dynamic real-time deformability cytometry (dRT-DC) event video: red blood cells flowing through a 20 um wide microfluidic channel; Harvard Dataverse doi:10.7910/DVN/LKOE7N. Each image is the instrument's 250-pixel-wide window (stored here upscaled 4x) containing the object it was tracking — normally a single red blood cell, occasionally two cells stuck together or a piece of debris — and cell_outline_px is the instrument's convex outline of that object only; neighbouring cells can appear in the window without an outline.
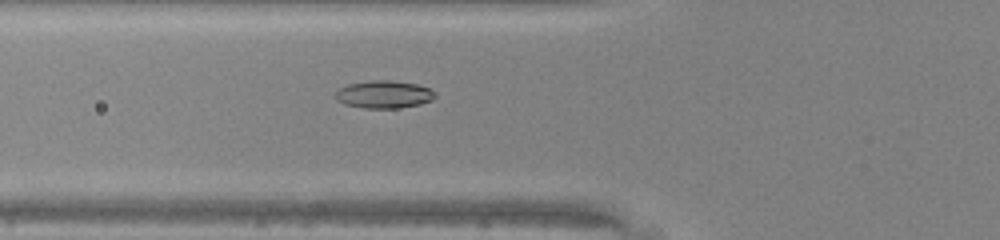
{"species": "common noctule bat (a hibernating species)", "species_latin": "Nyctalus noctula", "temperature_condition": "warm", "stored_images_in_passage": 33, "camera_frame_rate_fps": 3000, "um_per_image_px": 0.085, "animal": {"sex": "male", "body_mass_g": 20.0, "forearm_length_mm": 53.3}, "frame": {"image": 1, "passage_image": 3, "time_ms": 0.667, "image_size_px": [1000, 240], "cell_outline_px": [[436, 96], [432, 100], [420, 104], [396, 108], [364, 108], [344, 104], [336, 100], [336, 88], [348, 84], [372, 80], [388, 80], [416, 84], [428, 88], [436, 92]], "centroid_in_image_um": [32.61, 8.02], "position_along_channel_um": 93.2, "area_um2": 16.07}}
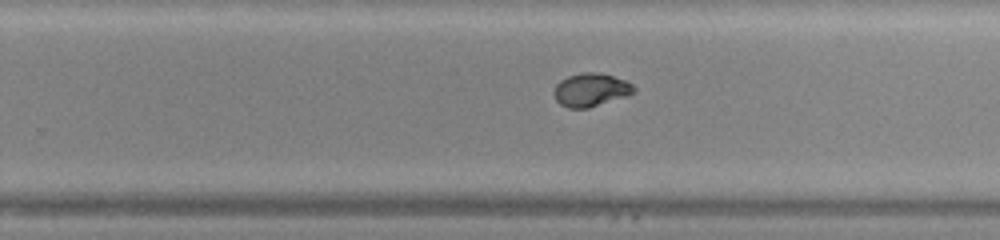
{"frame": {"image": 2, "passage_image": 16, "time_ms": 5.0, "image_size_px": [1000, 240], "cell_outline_px": [[636, 92], [588, 108], [568, 108], [560, 104], [556, 100], [552, 92], [556, 84], [560, 80], [568, 76], [584, 72], [600, 72], [624, 80], [632, 84], [636, 88]], "centroid_in_image_um": [50.19, 7.63], "position_along_channel_um": 279.6, "area_um2": 15.43}}
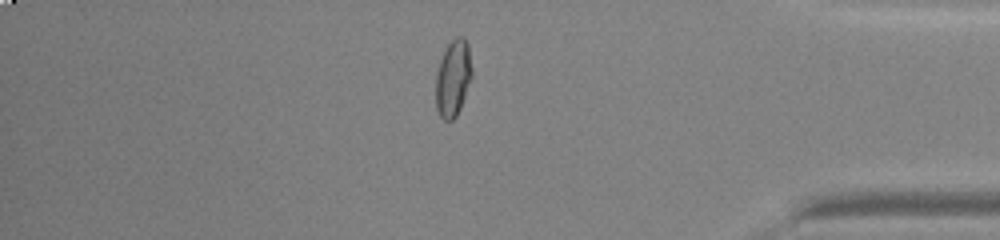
{"frame": {"image": 3, "passage_image": 26, "time_ms": 8.333, "image_size_px": [1000, 240], "cell_outline_px": [[472, 76], [460, 108], [456, 116], [452, 120], [444, 120], [440, 116], [436, 108], [436, 72], [440, 60], [448, 44], [456, 36], [464, 36], [468, 44], [472, 68]], "centroid_in_image_um": [38.51, 6.63], "position_along_channel_um": 396.7, "area_um2": 16.13}, "authors_computed_cell_mechanics": {"area_um2": 15.4904, "velocity_mm_per_s": 4.3037, "shape_relaxation_time_tau1_ms": 4.1453, "shape_relaxation_time_tau2_ms": null, "deformation_change_tau1": 0.1975, "deformation_change_tau2": null}}